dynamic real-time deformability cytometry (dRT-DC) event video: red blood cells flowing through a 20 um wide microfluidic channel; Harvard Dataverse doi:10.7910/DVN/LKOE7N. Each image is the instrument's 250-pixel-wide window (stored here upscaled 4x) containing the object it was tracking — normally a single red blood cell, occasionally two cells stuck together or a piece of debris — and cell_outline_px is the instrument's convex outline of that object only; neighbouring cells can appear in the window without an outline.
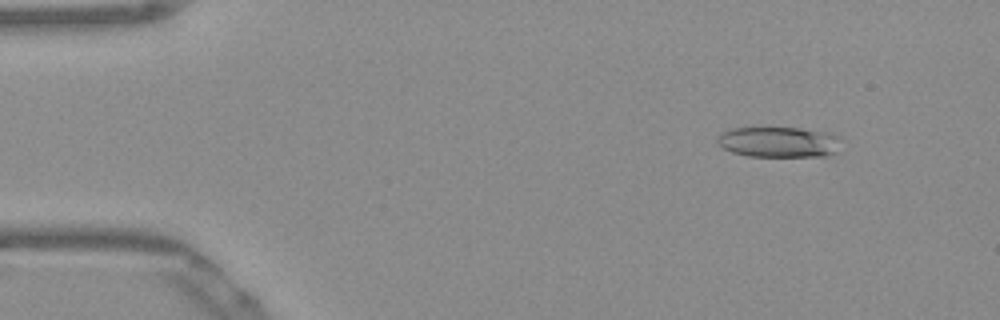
{"species": "Egyptian fruit bat (a non-hibernating species)", "species_latin": "Rousettus aegyptiacus", "temperature_condition": "warm", "stored_images_in_passage": 52, "camera_frame_rate_fps": 3000, "um_per_image_px": 0.085, "frame": {"image": 1, "passage_image": 6, "time_ms": 1.667, "image_size_px": [1000, 320], "cell_outline_px": [[836, 152], [828, 156], [748, 156], [732, 152], [724, 148], [716, 140], [716, 136], [732, 128], [800, 128], [828, 132], [836, 136]], "centroid_in_image_um": [66.14, 12.07], "position_along_channel_um": 18.9, "area_um2": 21.68}}
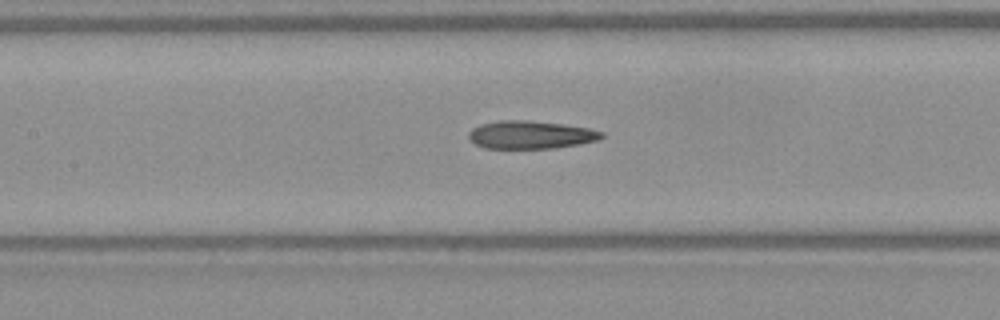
{"frame": {"image": 2, "passage_image": 24, "time_ms": 7.667, "image_size_px": [1000, 320], "cell_outline_px": [[604, 136], [600, 140], [556, 148], [484, 148], [476, 144], [468, 136], [468, 132], [472, 128], [480, 124], [500, 120], [528, 120], [564, 124], [588, 128], [604, 132]], "centroid_in_image_um": [45.12, 11.45], "position_along_channel_um": 162.3, "area_um2": 21.73}}
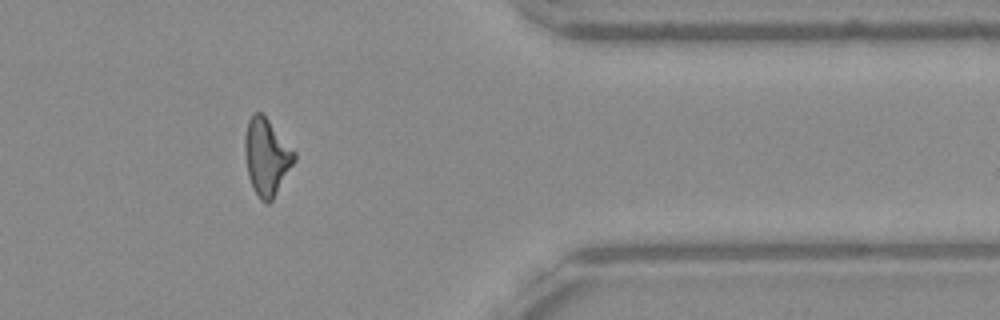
{"frame": {"image": 3, "passage_image": 43, "time_ms": 14.0, "image_size_px": [1000, 320], "cell_outline_px": [[296, 160], [272, 200], [268, 204], [260, 200], [252, 188], [248, 176], [244, 152], [244, 136], [248, 120], [252, 112], [260, 112], [268, 120], [296, 152]], "centroid_in_image_um": [22.64, 13.34], "position_along_channel_um": 388.8, "area_um2": 22.2}, "authors_computed_cell_mechanics": {"area_um2": 21.964, "velocity_mm_per_s": 3.8901, "shape_relaxation_time_tau1_ms": null, "shape_relaxation_time_tau2_ms": 3.1514, "deformation_change_tau1": null, "deformation_change_tau2": 0.1463}}